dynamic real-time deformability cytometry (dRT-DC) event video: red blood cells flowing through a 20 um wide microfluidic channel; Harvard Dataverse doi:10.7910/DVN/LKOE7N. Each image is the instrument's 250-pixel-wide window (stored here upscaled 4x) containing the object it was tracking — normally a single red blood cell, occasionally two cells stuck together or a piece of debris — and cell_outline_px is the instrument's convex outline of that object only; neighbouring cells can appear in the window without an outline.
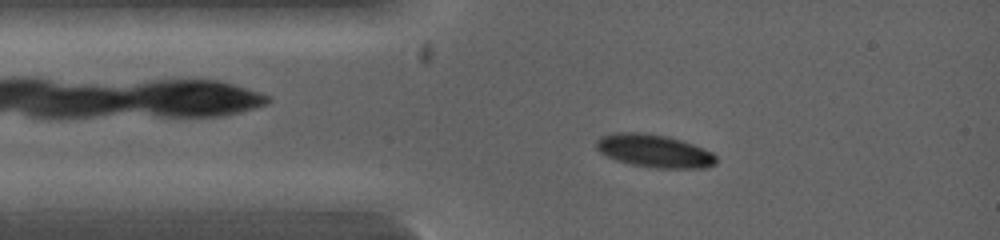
{"species": "common noctule bat (a hibernating species)", "species_latin": "Nyctalus noctula", "temperature_condition": "warm", "stored_images_in_passage": 12, "camera_frame_rate_fps": 5000, "um_per_image_px": 0.085, "animal": {"sex": "female", "body_mass_g": 19.0, "forearm_length_mm": 53.3}, "frame": {"image": 1, "passage_image": 5, "time_ms": 1.0, "image_size_px": [1000, 240], "cell_outline_px": [[716, 164], [708, 168], [656, 168], [632, 164], [616, 160], [600, 152], [596, 148], [596, 140], [600, 136], [616, 132], [648, 132], [668, 136], [704, 148], [712, 152], [716, 156]], "centroid_in_image_um": [55.62, 12.82], "position_along_channel_um": 29.4, "area_um2": 23.18}}
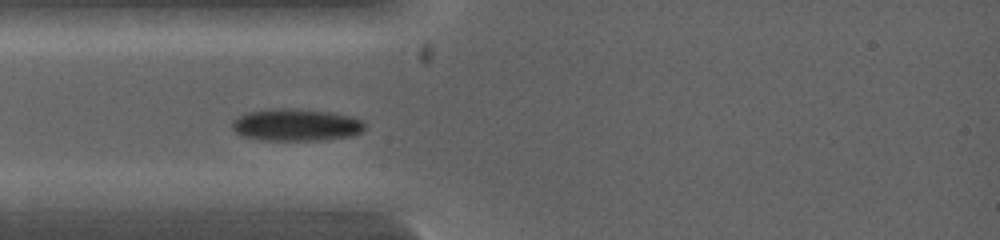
{"frame": {"image": 2, "passage_image": 9, "time_ms": 1.8, "image_size_px": [1000, 240], "cell_outline_px": [[364, 132], [352, 136], [324, 140], [264, 140], [240, 136], [232, 128], [232, 120], [248, 112], [276, 108], [284, 108], [328, 112], [352, 116], [364, 120]], "centroid_in_image_um": [25.2, 10.63], "position_along_channel_um": 59.8, "area_um2": 24.91}}